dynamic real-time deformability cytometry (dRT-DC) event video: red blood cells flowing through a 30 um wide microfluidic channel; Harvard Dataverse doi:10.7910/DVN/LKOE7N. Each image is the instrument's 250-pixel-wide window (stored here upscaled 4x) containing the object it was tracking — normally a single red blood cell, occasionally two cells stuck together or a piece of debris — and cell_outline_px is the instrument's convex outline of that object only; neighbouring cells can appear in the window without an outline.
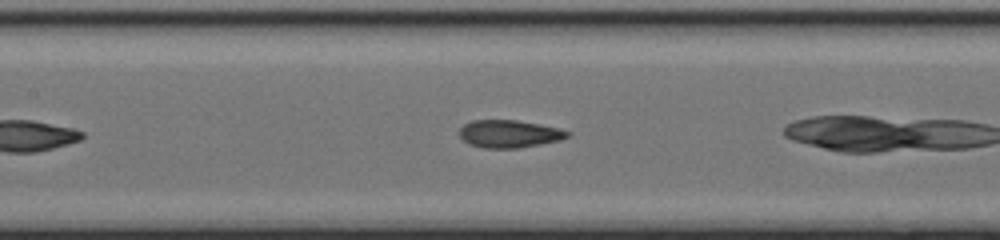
{"species": "common noctule bat (a hibernating species)", "species_latin": "Nyctalus noctula", "temperature_condition": "cold", "stored_images_in_passage": 29, "camera_frame_rate_fps": 3000, "um_per_image_px": 0.085, "animal": {"sex": "female", "body_mass_g": 17.0, "forearm_length_mm": 48.0}, "frame": {"image": 1, "passage_image": 13, "time_ms": 4.0, "image_size_px": [1000, 240], "cell_outline_px": [[572, 132], [568, 136], [560, 140], [520, 148], [484, 148], [468, 144], [460, 136], [460, 128], [464, 124], [472, 120], [516, 120], [540, 124], [560, 128]], "centroid_in_image_um": [43.3, 11.37], "position_along_channel_um": 164.1, "area_um2": 17.46}}